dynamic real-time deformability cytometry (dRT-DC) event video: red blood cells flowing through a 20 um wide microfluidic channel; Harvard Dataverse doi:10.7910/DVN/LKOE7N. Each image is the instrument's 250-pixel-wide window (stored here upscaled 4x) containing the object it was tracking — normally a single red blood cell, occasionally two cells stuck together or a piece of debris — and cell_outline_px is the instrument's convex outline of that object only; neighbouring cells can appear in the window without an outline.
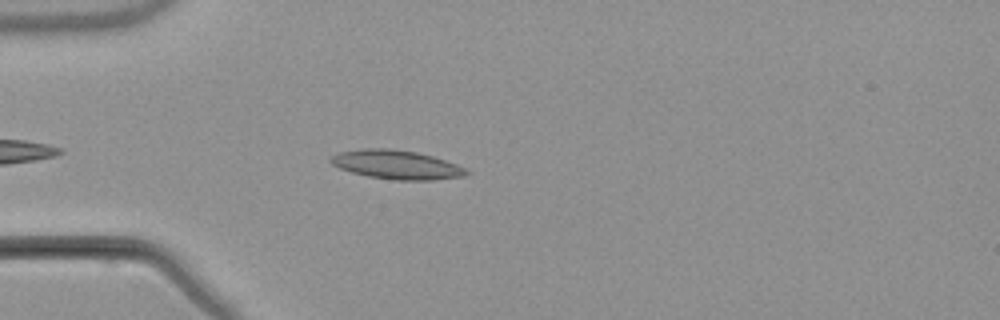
{"species": "common noctule bat (a hibernating species)", "species_latin": "Nyctalus noctula", "temperature_condition": "warm", "stored_images_in_passage": 3, "camera_frame_rate_fps": 3000, "um_per_image_px": 0.085, "animal": {"sex": "male", "body_mass_g": 21.5, "forearm_length_mm": 52.0}, "frame": {"image": 1, "passage_image": 3, "time_ms": 3.333, "image_size_px": [1000, 320], "cell_outline_px": [[472, 172], [464, 176], [432, 180], [396, 180], [368, 176], [352, 172], [340, 168], [332, 164], [328, 160], [332, 156], [340, 152], [360, 148], [388, 148], [416, 152], [432, 156], [456, 164]], "centroid_in_image_um": [33.7, 13.99], "position_along_channel_um": 51.3, "area_um2": 22.77}}